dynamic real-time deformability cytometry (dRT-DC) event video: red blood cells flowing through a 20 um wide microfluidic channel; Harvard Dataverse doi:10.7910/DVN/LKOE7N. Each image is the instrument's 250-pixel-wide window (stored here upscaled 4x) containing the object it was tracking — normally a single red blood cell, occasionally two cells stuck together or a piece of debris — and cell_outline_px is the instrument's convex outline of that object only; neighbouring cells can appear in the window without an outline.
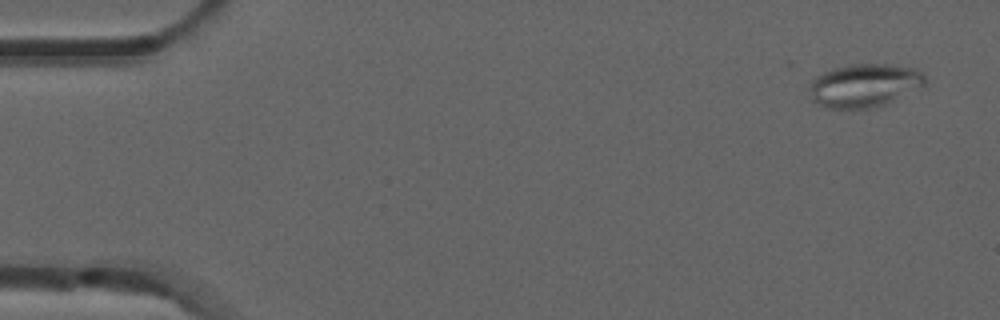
{"species": "common noctule bat (a hibernating species)", "species_latin": "Nyctalus noctula", "temperature_condition": "room temperature", "stored_images_in_passage": 5, "camera_frame_rate_fps": 3000, "um_per_image_px": 0.085, "animal": {"sex": "male", "forearm_length_mm": 52.5}, "frame": {"image": 1, "passage_image": 1, "time_ms": 0.0, "image_size_px": [1000, 320], "cell_outline_px": [[928, 88], [884, 104], [868, 108], [828, 108], [816, 104], [812, 100], [812, 80], [816, 76], [832, 68], [852, 64], [888, 64], [920, 68], [924, 76]], "centroid_in_image_um": [73.6, 7.25], "position_along_channel_um": 11.4, "area_um2": 29.65}}